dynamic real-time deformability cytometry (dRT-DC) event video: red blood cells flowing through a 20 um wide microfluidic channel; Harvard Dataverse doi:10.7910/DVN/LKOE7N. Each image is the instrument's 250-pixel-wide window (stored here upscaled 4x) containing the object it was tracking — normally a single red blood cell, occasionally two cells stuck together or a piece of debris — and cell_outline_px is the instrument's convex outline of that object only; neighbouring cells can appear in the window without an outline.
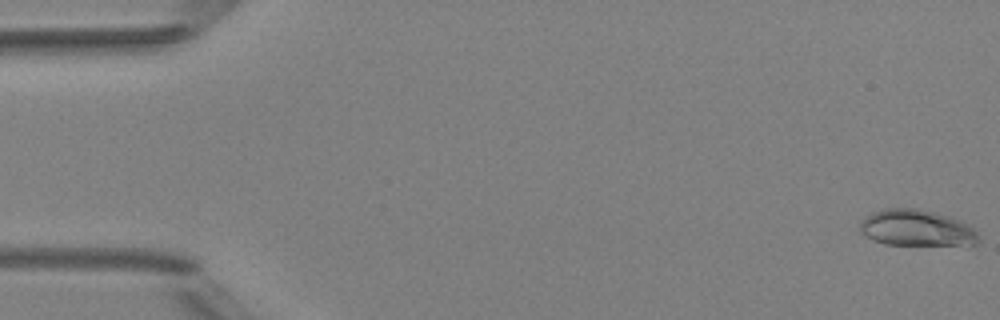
{"species": "Egyptian fruit bat (a non-hibernating species)", "species_latin": "Rousettus aegyptiacus", "temperature_condition": "room temperature", "stored_images_in_passage": 4, "camera_frame_rate_fps": 3000, "um_per_image_px": 0.085, "animal": {"sex": "female"}, "frame": {"image": 1, "passage_image": 1, "time_ms": 0.0, "image_size_px": [1000, 320], "cell_outline_px": [[980, 240], [976, 244], [968, 248], [884, 244], [872, 240], [860, 232], [860, 224], [872, 212], [884, 208], [916, 208], [948, 216], [960, 220], [968, 224], [976, 232]], "centroid_in_image_um": [78.0, 19.45], "position_along_channel_um": 7.0, "area_um2": 26.01}}